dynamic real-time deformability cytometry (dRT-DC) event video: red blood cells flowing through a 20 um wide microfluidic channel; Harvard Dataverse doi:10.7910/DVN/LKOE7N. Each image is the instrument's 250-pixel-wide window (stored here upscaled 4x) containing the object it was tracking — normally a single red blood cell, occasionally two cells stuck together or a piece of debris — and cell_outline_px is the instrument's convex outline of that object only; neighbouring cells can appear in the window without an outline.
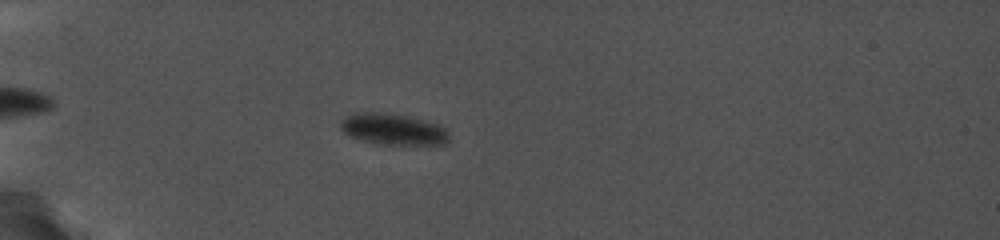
{"species": "common noctule bat (a hibernating species)", "species_latin": "Nyctalus noctula", "temperature_condition": "cold", "stored_images_in_passage": 83, "camera_frame_rate_fps": 5000, "um_per_image_px": 0.085, "animal": {"sex": "female", "body_mass_g": 19.0, "forearm_length_mm": 56.7}, "frame": {"image": 1, "passage_image": 28, "time_ms": 4.2, "image_size_px": [1000, 240], "cell_outline_px": [[448, 140], [444, 144], [380, 144], [360, 140], [344, 132], [340, 128], [340, 120], [344, 116], [352, 112], [376, 112], [404, 116], [436, 124], [444, 128], [448, 132]], "centroid_in_image_um": [33.33, 10.98], "position_along_channel_um": 51.7, "area_um2": 19.42}}
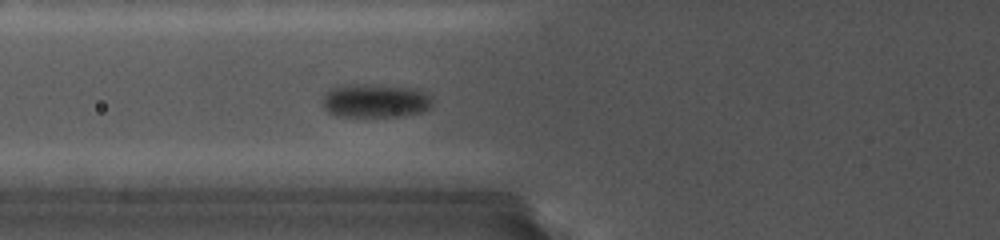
{"frame": {"image": 2, "passage_image": 40, "time_ms": 6.2, "image_size_px": [1000, 240], "cell_outline_px": [[432, 108], [420, 112], [400, 116], [336, 116], [328, 112], [324, 108], [324, 96], [328, 88], [344, 84], [416, 88], [424, 92], [432, 100]], "centroid_in_image_um": [31.88, 8.57], "position_along_channel_um": 93.9, "area_um2": 21.33}}
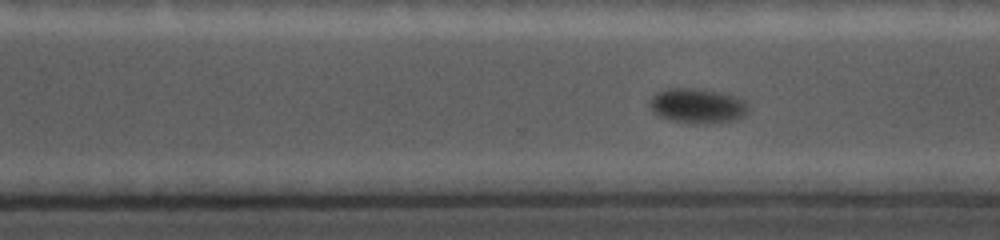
{"frame": {"image": 3, "passage_image": 77, "time_ms": 12.2, "image_size_px": [1000, 240], "cell_outline_px": [[748, 112], [744, 116], [736, 120], [712, 124], [688, 124], [668, 120], [656, 116], [652, 112], [652, 100], [660, 92], [672, 88], [676, 88], [704, 92], [724, 96], [740, 100], [748, 108]], "centroid_in_image_um": [59.23, 9.11], "position_along_channel_um": 311.4, "area_um2": 18.9}}